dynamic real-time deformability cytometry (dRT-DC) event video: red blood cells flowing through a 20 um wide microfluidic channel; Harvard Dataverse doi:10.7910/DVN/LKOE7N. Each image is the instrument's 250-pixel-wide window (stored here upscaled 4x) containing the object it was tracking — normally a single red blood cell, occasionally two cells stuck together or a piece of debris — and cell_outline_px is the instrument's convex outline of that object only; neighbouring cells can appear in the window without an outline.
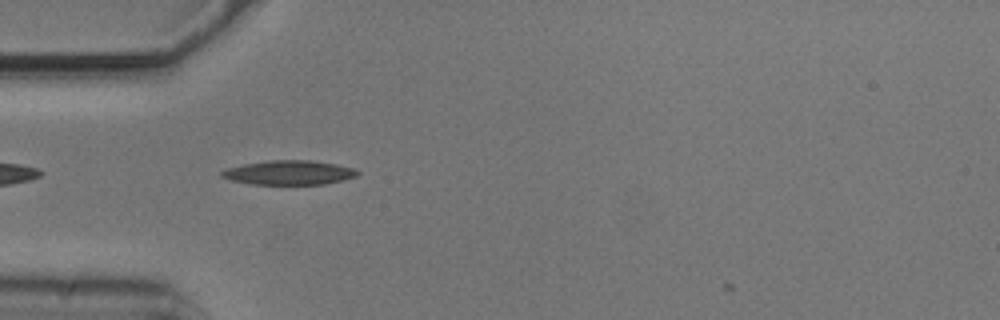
{"species": "common noctule bat (a hibernating species)", "species_latin": "Nyctalus noctula", "temperature_condition": "cold", "stored_images_in_passage": 21, "camera_frame_rate_fps": 3000, "um_per_image_px": 0.085, "animal": {"sex": "male", "body_mass_g": 20.5, "forearm_length_mm": 52.5}, "frame": {"image": 1, "passage_image": 1, "time_ms": 0.0, "image_size_px": [1000, 320], "cell_outline_px": [[360, 172], [356, 176], [344, 180], [324, 184], [252, 184], [232, 180], [220, 176], [220, 172], [228, 168], [244, 164], [268, 160], [312, 160], [336, 164], [356, 168]], "centroid_in_image_um": [24.61, 14.66], "position_along_channel_um": 60.4, "area_um2": 19.25}}
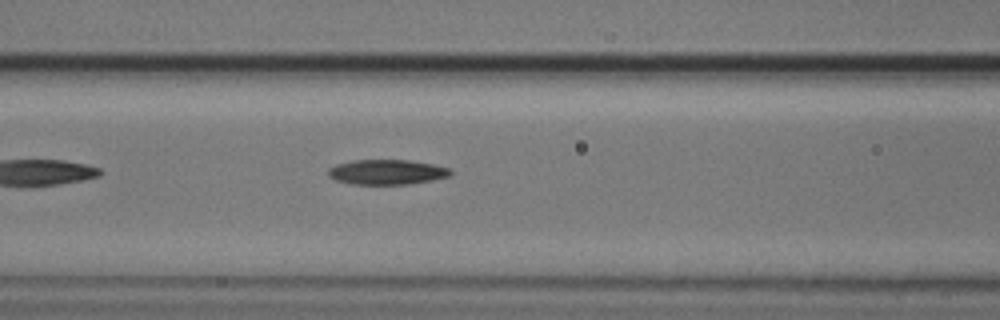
{"frame": {"image": 2, "passage_image": 7, "time_ms": 2.0, "image_size_px": [1000, 320], "cell_outline_px": [[452, 176], [432, 180], [408, 184], [352, 184], [336, 180], [328, 176], [328, 168], [336, 164], [352, 160], [408, 160], [436, 164], [452, 168]], "centroid_in_image_um": [32.93, 14.62], "position_along_channel_um": 133.7, "area_um2": 18.03}}
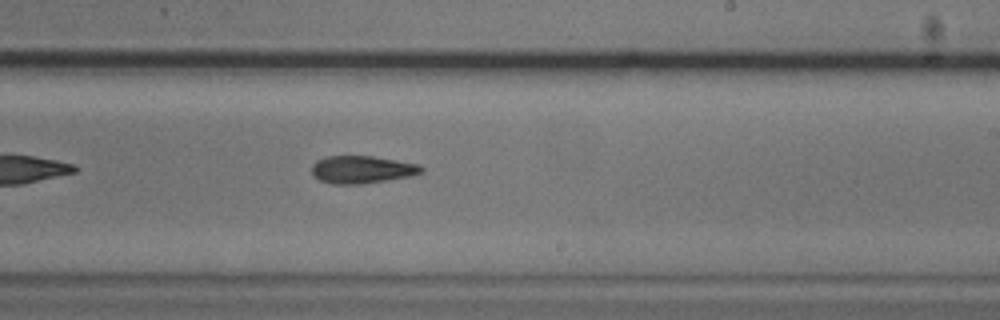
{"frame": {"image": 3, "passage_image": 17, "time_ms": 5.333, "image_size_px": [1000, 320], "cell_outline_px": [[424, 172], [412, 176], [360, 184], [332, 184], [320, 180], [312, 172], [312, 164], [316, 160], [324, 156], [372, 156], [420, 164], [424, 168]], "centroid_in_image_um": [30.79, 14.4], "position_along_channel_um": 258.2, "area_um2": 17.69}}